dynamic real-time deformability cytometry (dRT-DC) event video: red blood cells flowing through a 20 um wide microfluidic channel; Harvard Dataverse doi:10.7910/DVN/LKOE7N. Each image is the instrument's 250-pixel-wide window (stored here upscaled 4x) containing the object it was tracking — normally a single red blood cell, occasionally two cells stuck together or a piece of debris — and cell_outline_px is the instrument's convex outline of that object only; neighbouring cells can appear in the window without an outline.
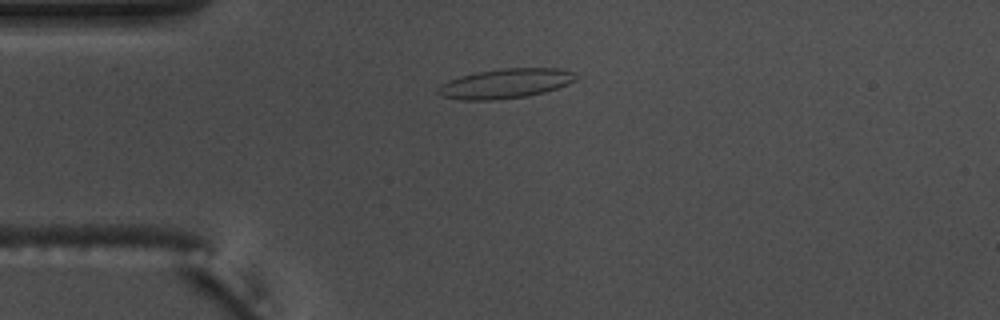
{"species": "common noctule bat (a hibernating species)", "species_latin": "Nyctalus noctula", "temperature_condition": "warm", "stored_images_in_passage": 44, "camera_frame_rate_fps": 3000, "um_per_image_px": 0.085, "animal": {"sex": "male", "body_mass_g": 17.5, "forearm_length_mm": 52.3}, "frame": {"image": 1, "passage_image": 2, "time_ms": 0.333, "image_size_px": [1000, 320], "cell_outline_px": [[576, 80], [568, 84], [544, 92], [528, 96], [492, 100], [460, 100], [440, 96], [436, 92], [436, 88], [440, 84], [448, 80], [460, 76], [476, 72], [500, 68], [560, 68], [572, 72]], "centroid_in_image_um": [42.89, 7.1], "position_along_channel_um": 42.1, "area_um2": 23.93}}
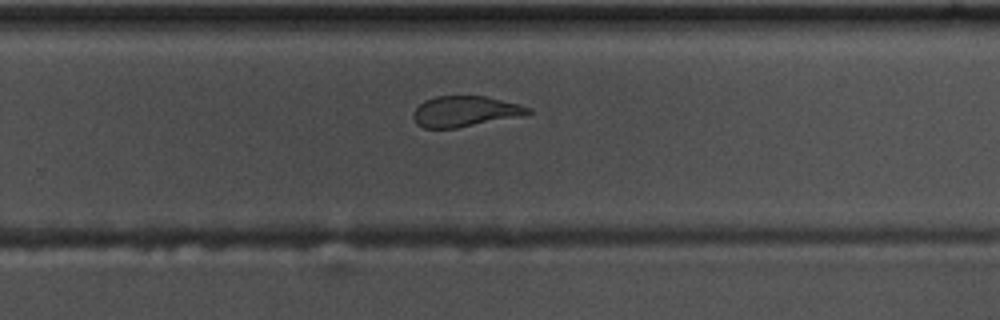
{"frame": {"image": 2, "passage_image": 24, "time_ms": 7.667, "image_size_px": [1000, 320], "cell_outline_px": [[532, 112], [524, 116], [456, 128], [424, 128], [416, 124], [412, 116], [412, 112], [424, 100], [436, 96], [484, 96], [520, 104], [532, 108]], "centroid_in_image_um": [39.54, 9.47], "position_along_channel_um": 290.3, "area_um2": 20.69}}
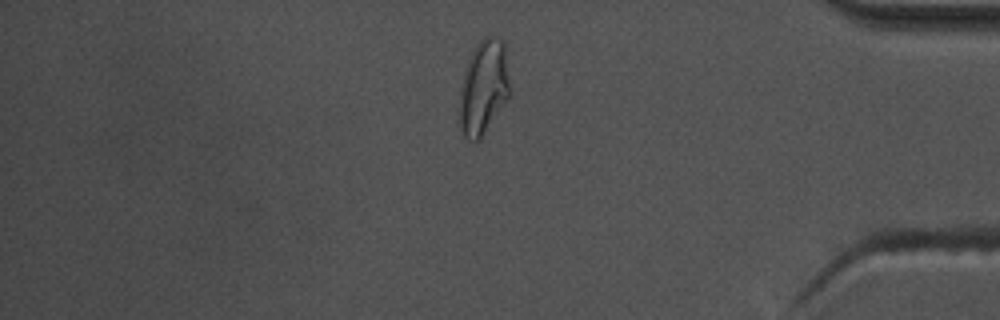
{"frame": {"image": 3, "passage_image": 35, "time_ms": 11.333, "image_size_px": [1000, 320], "cell_outline_px": [[508, 100], [480, 140], [468, 140], [464, 136], [460, 124], [460, 92], [468, 60], [476, 44], [484, 36], [496, 36], [508, 48]], "centroid_in_image_um": [41.13, 7.4], "position_along_channel_um": 394.1, "area_um2": 27.69}, "authors_computed_cell_mechanics": {"area_um2": 22.4264, "velocity_mm_per_s": 3.6759, "shape_relaxation_time_tau1_ms": null, "shape_relaxation_time_tau2_ms": 1.6604, "deformation_change_tau1": null, "deformation_change_tau2": 0.0935}}